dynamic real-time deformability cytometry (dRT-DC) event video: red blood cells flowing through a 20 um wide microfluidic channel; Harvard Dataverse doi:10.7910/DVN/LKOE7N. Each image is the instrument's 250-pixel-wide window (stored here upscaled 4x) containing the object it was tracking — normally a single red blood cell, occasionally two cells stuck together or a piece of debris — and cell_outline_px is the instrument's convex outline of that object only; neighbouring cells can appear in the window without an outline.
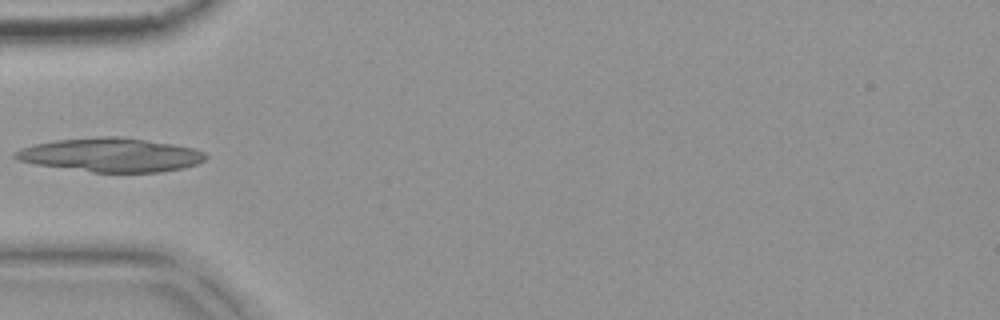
{"species": "common noctule bat (a hibernating species)", "species_latin": "Nyctalus noctula", "temperature_condition": "warm", "stored_images_in_passage": 3, "camera_frame_rate_fps": 3000, "um_per_image_px": 0.085, "animal": {"sex": "female", "body_mass_g": 18.4}, "frame": {"image": 1, "passage_image": 3, "time_ms": 0.667, "image_size_px": [1000, 320], "cell_outline_px": [[208, 156], [204, 160], [196, 164], [184, 168], [160, 172], [92, 172], [36, 164], [20, 160], [12, 156], [12, 152], [20, 148], [36, 144], [56, 140], [96, 136], [116, 136], [172, 144], [192, 148], [204, 152]], "centroid_in_image_um": [9.41, 13.17], "position_along_channel_um": 75.6, "area_um2": 37.34}}